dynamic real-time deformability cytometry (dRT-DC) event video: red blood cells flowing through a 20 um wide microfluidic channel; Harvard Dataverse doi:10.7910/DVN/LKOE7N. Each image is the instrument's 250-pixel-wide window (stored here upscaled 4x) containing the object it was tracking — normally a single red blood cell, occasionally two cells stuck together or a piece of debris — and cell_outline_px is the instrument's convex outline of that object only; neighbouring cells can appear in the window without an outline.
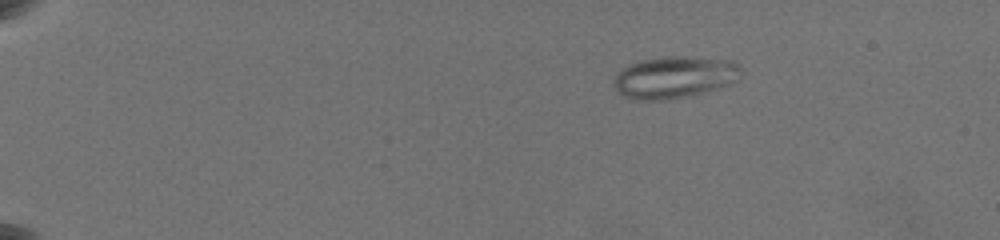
{"species": "common noctule bat (a hibernating species)", "species_latin": "Nyctalus noctula", "temperature_condition": "warm", "stored_images_in_passage": 26, "camera_frame_rate_fps": 3000, "um_per_image_px": 0.085, "animal": {"sex": "female", "body_mass_g": 19.5, "forearm_length_mm": 54.1}, "frame": {"image": 1, "passage_image": 6, "time_ms": 0.667, "image_size_px": [1000, 240], "cell_outline_px": [[736, 68], [724, 84], [716, 88], [684, 96], [664, 100], [644, 100], [628, 96], [620, 92], [616, 88], [616, 76], [624, 68], [632, 64], [644, 60], [732, 60], [736, 64]], "centroid_in_image_um": [57.17, 6.63], "position_along_channel_um": 27.8, "area_um2": 27.51}}